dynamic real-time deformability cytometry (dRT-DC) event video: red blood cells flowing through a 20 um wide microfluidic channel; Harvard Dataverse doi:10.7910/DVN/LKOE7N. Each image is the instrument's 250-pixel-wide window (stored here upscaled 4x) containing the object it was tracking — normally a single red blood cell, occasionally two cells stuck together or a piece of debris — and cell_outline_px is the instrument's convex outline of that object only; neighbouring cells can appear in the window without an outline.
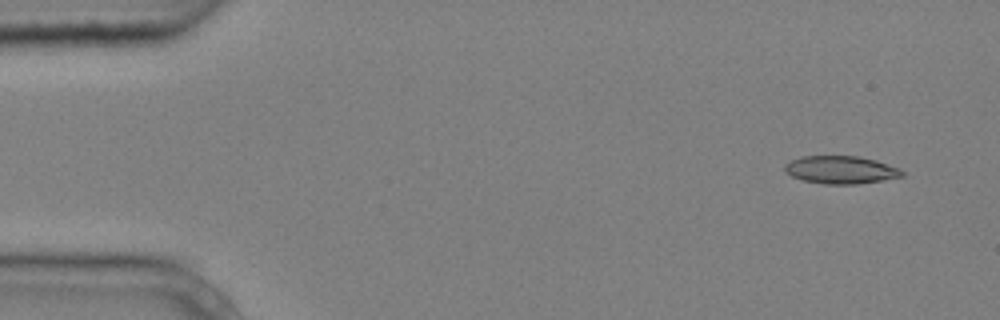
{"species": "common noctule bat (a hibernating species)", "species_latin": "Nyctalus noctula", "temperature_condition": "cold", "stored_images_in_passage": 4, "camera_frame_rate_fps": 3000, "um_per_image_px": 0.085, "animal": {"sex": "male", "body_mass_g": 20.4}, "frame": {"image": 1, "passage_image": 1, "time_ms": 0.0, "image_size_px": [1000, 320], "cell_outline_px": [[904, 176], [884, 180], [856, 184], [824, 184], [800, 180], [784, 172], [784, 164], [800, 156], [856, 156], [876, 160], [900, 168], [904, 172]], "centroid_in_image_um": [71.46, 14.44], "position_along_channel_um": 13.5, "area_um2": 19.19}}